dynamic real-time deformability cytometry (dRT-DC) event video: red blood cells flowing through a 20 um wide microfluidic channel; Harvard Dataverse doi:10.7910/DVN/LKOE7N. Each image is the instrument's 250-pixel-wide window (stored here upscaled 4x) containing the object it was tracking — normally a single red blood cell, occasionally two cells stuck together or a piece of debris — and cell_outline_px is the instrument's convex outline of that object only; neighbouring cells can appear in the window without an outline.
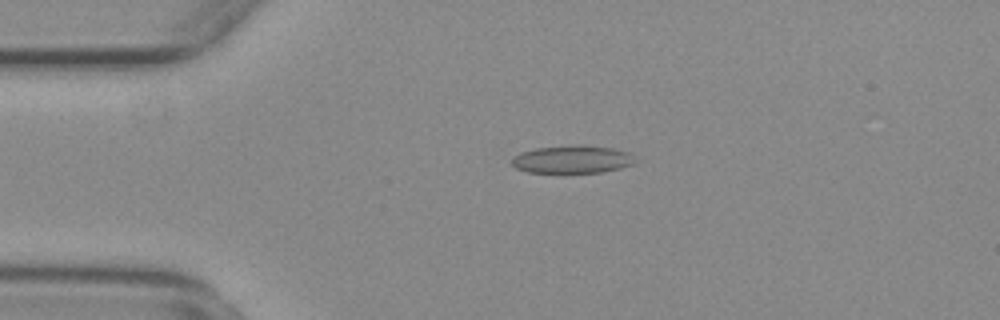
{"species": "common noctule bat (a hibernating species)", "species_latin": "Nyctalus noctula", "temperature_condition": "warm", "stored_images_in_passage": 54, "camera_frame_rate_fps": 3000, "um_per_image_px": 0.085, "animal": {"sex": "female", "body_mass_g": 29.2, "forearm_length_mm": 56.3}, "frame": {"image": 1, "passage_image": 11, "time_ms": 3.333, "image_size_px": [1000, 320], "cell_outline_px": [[632, 164], [620, 168], [600, 172], [528, 172], [516, 168], [512, 164], [512, 156], [536, 148], [580, 144], [612, 148], [628, 152]], "centroid_in_image_um": [48.58, 13.53], "position_along_channel_um": 36.4, "area_um2": 19.54}}
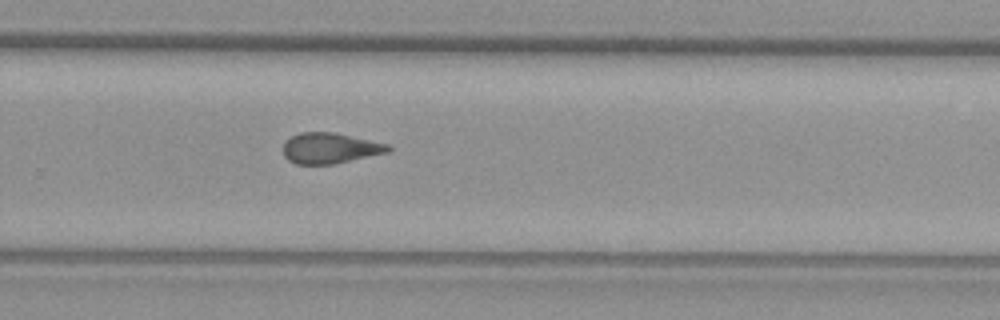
{"frame": {"image": 2, "passage_image": 35, "time_ms": 11.333, "image_size_px": [1000, 320], "cell_outline_px": [[392, 148], [388, 152], [332, 164], [296, 164], [288, 160], [284, 156], [284, 140], [300, 132], [332, 132], [388, 144]], "centroid_in_image_um": [28.01, 12.59], "position_along_channel_um": 301.8, "area_um2": 18.55}}
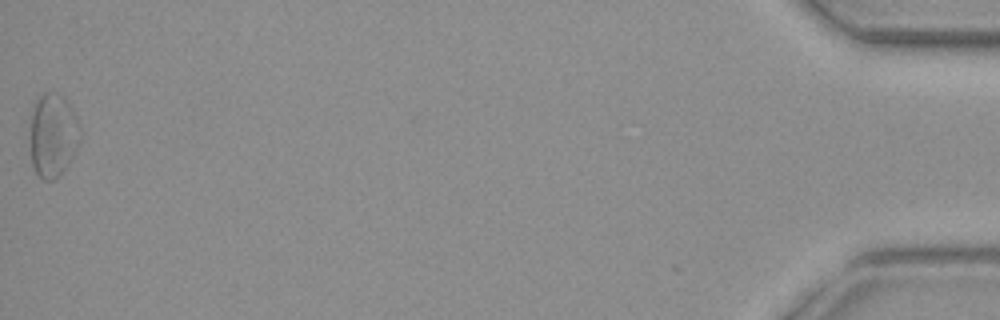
{"frame": {"image": 3, "passage_image": 54, "time_ms": 17.667, "image_size_px": [1000, 320], "cell_outline_px": [[80, 136], [76, 148], [64, 172], [56, 180], [44, 180], [36, 176], [32, 164], [32, 112], [36, 96], [44, 92], [56, 92], [64, 96], [68, 100], [80, 124]], "centroid_in_image_um": [4.52, 11.48], "position_along_channel_um": 430.7, "area_um2": 24.57}, "authors_computed_cell_mechanics": {"area_um2": 19.8832, "velocity_mm_per_s": 3.7273, "shape_relaxation_time_tau1_ms": null, "shape_relaxation_time_tau2_ms": 2.389, "deformation_change_tau1": null, "deformation_change_tau2": 0.0857}}